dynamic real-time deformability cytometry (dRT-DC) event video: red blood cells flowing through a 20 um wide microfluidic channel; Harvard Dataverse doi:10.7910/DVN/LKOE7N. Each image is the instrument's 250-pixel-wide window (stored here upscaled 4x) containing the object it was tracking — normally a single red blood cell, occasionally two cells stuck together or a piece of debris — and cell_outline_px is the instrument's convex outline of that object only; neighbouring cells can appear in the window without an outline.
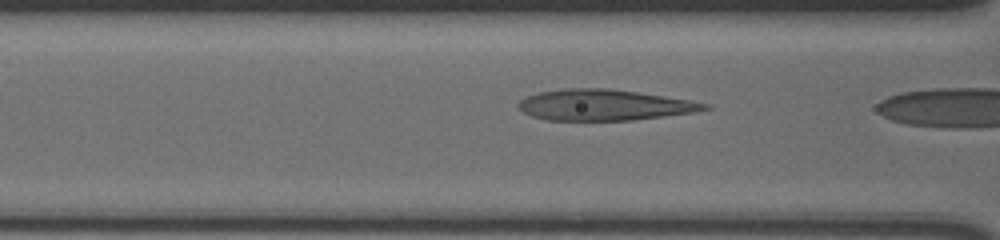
{"species": "human", "species_latin": "Homo sapiens", "temperature_condition": "cold", "stored_images_in_passage": 4, "camera_frame_rate_fps": 3000, "um_per_image_px": 0.085, "donor": {"sex": "male"}, "frame": {"image": 1, "passage_image": 3, "time_ms": 0.667, "image_size_px": [1000, 240], "cell_outline_px": [[712, 108], [696, 112], [632, 120], [548, 120], [532, 116], [516, 108], [516, 104], [520, 100], [528, 96], [540, 92], [564, 88], [608, 88], [664, 96], [688, 100], [708, 104]], "centroid_in_image_um": [51.33, 8.92], "position_along_channel_um": 115.3, "area_um2": 33.41}}